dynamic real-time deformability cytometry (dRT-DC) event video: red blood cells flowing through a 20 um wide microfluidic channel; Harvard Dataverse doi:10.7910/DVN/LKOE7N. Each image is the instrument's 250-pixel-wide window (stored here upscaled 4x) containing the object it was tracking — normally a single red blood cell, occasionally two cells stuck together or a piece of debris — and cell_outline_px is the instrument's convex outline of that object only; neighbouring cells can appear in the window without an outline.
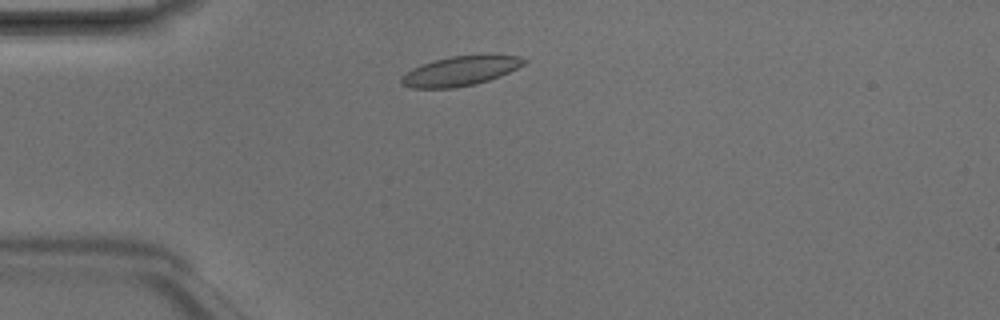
{"species": "Egyptian fruit bat (a non-hibernating species)", "species_latin": "Rousettus aegyptiacus", "temperature_condition": "room temperature", "stored_images_in_passage": 1, "camera_frame_rate_fps": 3000, "um_per_image_px": 0.085, "animal": {"sex": "male"}, "frame": {"image": 1, "passage_image": 1, "time_ms": 0.0, "image_size_px": [1000, 320], "cell_outline_px": [[528, 60], [524, 64], [500, 76], [476, 84], [456, 88], [412, 88], [400, 84], [400, 76], [404, 72], [420, 64], [432, 60], [452, 56], [520, 56]], "centroid_in_image_um": [39.03, 6.05], "position_along_channel_um": 46.0, "area_um2": 21.04}}